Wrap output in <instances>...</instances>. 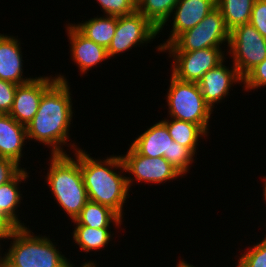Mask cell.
<instances>
[{
    "mask_svg": "<svg viewBox=\"0 0 266 267\" xmlns=\"http://www.w3.org/2000/svg\"><path fill=\"white\" fill-rule=\"evenodd\" d=\"M85 151L78 148L72 153L80 162L89 201L111 208L123 219L124 203L130 197V189L127 176L123 175L126 171L121 156L113 154L103 160L93 158Z\"/></svg>",
    "mask_w": 266,
    "mask_h": 267,
    "instance_id": "7a4b0ae2",
    "label": "cell"
},
{
    "mask_svg": "<svg viewBox=\"0 0 266 267\" xmlns=\"http://www.w3.org/2000/svg\"><path fill=\"white\" fill-rule=\"evenodd\" d=\"M173 140L166 124L160 120L132 140L131 146L143 156L164 157L170 163V149Z\"/></svg>",
    "mask_w": 266,
    "mask_h": 267,
    "instance_id": "2e32d148",
    "label": "cell"
},
{
    "mask_svg": "<svg viewBox=\"0 0 266 267\" xmlns=\"http://www.w3.org/2000/svg\"><path fill=\"white\" fill-rule=\"evenodd\" d=\"M226 58L216 67L207 71L197 82L205 102L213 110L215 105L221 103L235 84H242L243 78L239 75L237 68L232 64L227 67ZM222 100V101H221Z\"/></svg>",
    "mask_w": 266,
    "mask_h": 267,
    "instance_id": "7c38bea8",
    "label": "cell"
},
{
    "mask_svg": "<svg viewBox=\"0 0 266 267\" xmlns=\"http://www.w3.org/2000/svg\"><path fill=\"white\" fill-rule=\"evenodd\" d=\"M112 227L93 228L88 226H75L72 233L74 244L79 246L80 252L104 250L111 240L114 239ZM113 232V234H112Z\"/></svg>",
    "mask_w": 266,
    "mask_h": 267,
    "instance_id": "44dd1931",
    "label": "cell"
},
{
    "mask_svg": "<svg viewBox=\"0 0 266 267\" xmlns=\"http://www.w3.org/2000/svg\"><path fill=\"white\" fill-rule=\"evenodd\" d=\"M71 154L50 155L45 182L59 207L71 221L81 213L89 201L80 162Z\"/></svg>",
    "mask_w": 266,
    "mask_h": 267,
    "instance_id": "277c9868",
    "label": "cell"
},
{
    "mask_svg": "<svg viewBox=\"0 0 266 267\" xmlns=\"http://www.w3.org/2000/svg\"><path fill=\"white\" fill-rule=\"evenodd\" d=\"M56 80V76L39 75L28 83L18 85L9 115L26 127L37 113L42 94Z\"/></svg>",
    "mask_w": 266,
    "mask_h": 267,
    "instance_id": "8fae6325",
    "label": "cell"
},
{
    "mask_svg": "<svg viewBox=\"0 0 266 267\" xmlns=\"http://www.w3.org/2000/svg\"><path fill=\"white\" fill-rule=\"evenodd\" d=\"M228 54L243 78L266 58V39L250 23L237 26L230 31Z\"/></svg>",
    "mask_w": 266,
    "mask_h": 267,
    "instance_id": "52a82bcc",
    "label": "cell"
},
{
    "mask_svg": "<svg viewBox=\"0 0 266 267\" xmlns=\"http://www.w3.org/2000/svg\"><path fill=\"white\" fill-rule=\"evenodd\" d=\"M27 141L26 127L9 114H0V158L13 160L22 166L21 157Z\"/></svg>",
    "mask_w": 266,
    "mask_h": 267,
    "instance_id": "e0dca14e",
    "label": "cell"
},
{
    "mask_svg": "<svg viewBox=\"0 0 266 267\" xmlns=\"http://www.w3.org/2000/svg\"><path fill=\"white\" fill-rule=\"evenodd\" d=\"M159 30L141 13L136 11L131 15L118 16L117 27L112 41L107 49L109 58L122 55L132 48L146 45L153 41Z\"/></svg>",
    "mask_w": 266,
    "mask_h": 267,
    "instance_id": "9c48e42d",
    "label": "cell"
},
{
    "mask_svg": "<svg viewBox=\"0 0 266 267\" xmlns=\"http://www.w3.org/2000/svg\"><path fill=\"white\" fill-rule=\"evenodd\" d=\"M266 39V0H255L249 22Z\"/></svg>",
    "mask_w": 266,
    "mask_h": 267,
    "instance_id": "f1b7e54d",
    "label": "cell"
},
{
    "mask_svg": "<svg viewBox=\"0 0 266 267\" xmlns=\"http://www.w3.org/2000/svg\"><path fill=\"white\" fill-rule=\"evenodd\" d=\"M28 177L27 168H23L13 179L0 186V215L6 216L16 227H25L26 224L18 218L17 208L23 201L19 184L25 183Z\"/></svg>",
    "mask_w": 266,
    "mask_h": 267,
    "instance_id": "ac0fdd59",
    "label": "cell"
},
{
    "mask_svg": "<svg viewBox=\"0 0 266 267\" xmlns=\"http://www.w3.org/2000/svg\"><path fill=\"white\" fill-rule=\"evenodd\" d=\"M195 153L187 147L180 145L173 141L170 149V164L176 168L183 176L187 175L192 167V163L196 161L194 159Z\"/></svg>",
    "mask_w": 266,
    "mask_h": 267,
    "instance_id": "484cf974",
    "label": "cell"
},
{
    "mask_svg": "<svg viewBox=\"0 0 266 267\" xmlns=\"http://www.w3.org/2000/svg\"><path fill=\"white\" fill-rule=\"evenodd\" d=\"M32 232V233H31ZM4 252L3 267H74L56 244L46 235H35L25 227H17L9 238ZM68 258V259H67ZM95 261L84 262L80 267H99ZM76 267V266H75Z\"/></svg>",
    "mask_w": 266,
    "mask_h": 267,
    "instance_id": "3957f363",
    "label": "cell"
},
{
    "mask_svg": "<svg viewBox=\"0 0 266 267\" xmlns=\"http://www.w3.org/2000/svg\"><path fill=\"white\" fill-rule=\"evenodd\" d=\"M255 0H216V7L220 10L227 28L248 24L251 19Z\"/></svg>",
    "mask_w": 266,
    "mask_h": 267,
    "instance_id": "cb8c5ba5",
    "label": "cell"
},
{
    "mask_svg": "<svg viewBox=\"0 0 266 267\" xmlns=\"http://www.w3.org/2000/svg\"><path fill=\"white\" fill-rule=\"evenodd\" d=\"M22 169L13 160L0 158V186L13 179Z\"/></svg>",
    "mask_w": 266,
    "mask_h": 267,
    "instance_id": "4dcf8cb0",
    "label": "cell"
},
{
    "mask_svg": "<svg viewBox=\"0 0 266 267\" xmlns=\"http://www.w3.org/2000/svg\"><path fill=\"white\" fill-rule=\"evenodd\" d=\"M15 37L0 33V79L22 85L34 77H25L23 74L21 41L18 36Z\"/></svg>",
    "mask_w": 266,
    "mask_h": 267,
    "instance_id": "9a60e30c",
    "label": "cell"
},
{
    "mask_svg": "<svg viewBox=\"0 0 266 267\" xmlns=\"http://www.w3.org/2000/svg\"><path fill=\"white\" fill-rule=\"evenodd\" d=\"M170 77L166 95L167 117L197 124L208 134L209 120L214 110L205 102L198 83Z\"/></svg>",
    "mask_w": 266,
    "mask_h": 267,
    "instance_id": "5b68a950",
    "label": "cell"
},
{
    "mask_svg": "<svg viewBox=\"0 0 266 267\" xmlns=\"http://www.w3.org/2000/svg\"><path fill=\"white\" fill-rule=\"evenodd\" d=\"M55 76L57 80L42 94L37 113L26 126L28 142L33 139L47 146L51 155L67 154L63 146L73 152L81 148L69 137L74 107L68 79L62 73Z\"/></svg>",
    "mask_w": 266,
    "mask_h": 267,
    "instance_id": "6da1fadb",
    "label": "cell"
},
{
    "mask_svg": "<svg viewBox=\"0 0 266 267\" xmlns=\"http://www.w3.org/2000/svg\"><path fill=\"white\" fill-rule=\"evenodd\" d=\"M17 84L0 79V114H9L14 101Z\"/></svg>",
    "mask_w": 266,
    "mask_h": 267,
    "instance_id": "f546056e",
    "label": "cell"
},
{
    "mask_svg": "<svg viewBox=\"0 0 266 267\" xmlns=\"http://www.w3.org/2000/svg\"><path fill=\"white\" fill-rule=\"evenodd\" d=\"M126 154H121L127 175L129 189L133 186L134 181L141 183L158 184L169 182L177 178H183V175L176 170L164 157L151 158L140 155L131 145ZM131 175V176H130ZM135 178H133V177Z\"/></svg>",
    "mask_w": 266,
    "mask_h": 267,
    "instance_id": "ba28073f",
    "label": "cell"
},
{
    "mask_svg": "<svg viewBox=\"0 0 266 267\" xmlns=\"http://www.w3.org/2000/svg\"><path fill=\"white\" fill-rule=\"evenodd\" d=\"M238 257V267H266V240L262 238L259 243L248 246Z\"/></svg>",
    "mask_w": 266,
    "mask_h": 267,
    "instance_id": "d4e9b609",
    "label": "cell"
},
{
    "mask_svg": "<svg viewBox=\"0 0 266 267\" xmlns=\"http://www.w3.org/2000/svg\"><path fill=\"white\" fill-rule=\"evenodd\" d=\"M72 25L86 38L108 49L117 27V16L97 15Z\"/></svg>",
    "mask_w": 266,
    "mask_h": 267,
    "instance_id": "d6986e66",
    "label": "cell"
},
{
    "mask_svg": "<svg viewBox=\"0 0 266 267\" xmlns=\"http://www.w3.org/2000/svg\"><path fill=\"white\" fill-rule=\"evenodd\" d=\"M103 15L126 16L137 11V0H96Z\"/></svg>",
    "mask_w": 266,
    "mask_h": 267,
    "instance_id": "4316f807",
    "label": "cell"
},
{
    "mask_svg": "<svg viewBox=\"0 0 266 267\" xmlns=\"http://www.w3.org/2000/svg\"><path fill=\"white\" fill-rule=\"evenodd\" d=\"M170 119L165 118L162 121L166 124L172 140L190 148L197 155L200 137L205 138L208 134L197 124L174 118Z\"/></svg>",
    "mask_w": 266,
    "mask_h": 267,
    "instance_id": "7402d4cb",
    "label": "cell"
},
{
    "mask_svg": "<svg viewBox=\"0 0 266 267\" xmlns=\"http://www.w3.org/2000/svg\"><path fill=\"white\" fill-rule=\"evenodd\" d=\"M262 178H263L262 180L264 181V183H263V193H262L263 195L262 196H263V200H265V204H266V176H263Z\"/></svg>",
    "mask_w": 266,
    "mask_h": 267,
    "instance_id": "836d02e7",
    "label": "cell"
},
{
    "mask_svg": "<svg viewBox=\"0 0 266 267\" xmlns=\"http://www.w3.org/2000/svg\"><path fill=\"white\" fill-rule=\"evenodd\" d=\"M74 226H88L93 228L114 227L120 228L122 218L111 208L96 202L88 201L81 213L72 220Z\"/></svg>",
    "mask_w": 266,
    "mask_h": 267,
    "instance_id": "ffe728a7",
    "label": "cell"
},
{
    "mask_svg": "<svg viewBox=\"0 0 266 267\" xmlns=\"http://www.w3.org/2000/svg\"><path fill=\"white\" fill-rule=\"evenodd\" d=\"M17 227L4 215H0V241L7 239L9 241L10 236ZM2 244V243H0Z\"/></svg>",
    "mask_w": 266,
    "mask_h": 267,
    "instance_id": "1f68e13d",
    "label": "cell"
},
{
    "mask_svg": "<svg viewBox=\"0 0 266 267\" xmlns=\"http://www.w3.org/2000/svg\"><path fill=\"white\" fill-rule=\"evenodd\" d=\"M242 84L245 91L266 87V58L243 77Z\"/></svg>",
    "mask_w": 266,
    "mask_h": 267,
    "instance_id": "83f0119b",
    "label": "cell"
},
{
    "mask_svg": "<svg viewBox=\"0 0 266 267\" xmlns=\"http://www.w3.org/2000/svg\"><path fill=\"white\" fill-rule=\"evenodd\" d=\"M222 47H211L194 51H162L168 52L171 64V75L184 82H198L202 76L220 64L225 58Z\"/></svg>",
    "mask_w": 266,
    "mask_h": 267,
    "instance_id": "30bf717a",
    "label": "cell"
},
{
    "mask_svg": "<svg viewBox=\"0 0 266 267\" xmlns=\"http://www.w3.org/2000/svg\"><path fill=\"white\" fill-rule=\"evenodd\" d=\"M1 246H3L2 244H0V267H3V263H4V254L2 255V249Z\"/></svg>",
    "mask_w": 266,
    "mask_h": 267,
    "instance_id": "e575fe53",
    "label": "cell"
},
{
    "mask_svg": "<svg viewBox=\"0 0 266 267\" xmlns=\"http://www.w3.org/2000/svg\"><path fill=\"white\" fill-rule=\"evenodd\" d=\"M179 0H137V11L162 32Z\"/></svg>",
    "mask_w": 266,
    "mask_h": 267,
    "instance_id": "603a6c76",
    "label": "cell"
},
{
    "mask_svg": "<svg viewBox=\"0 0 266 267\" xmlns=\"http://www.w3.org/2000/svg\"><path fill=\"white\" fill-rule=\"evenodd\" d=\"M65 28L70 42L71 60L76 63L80 75H85L91 68H95V65L97 67L100 63H105L110 59L106 48L86 38L72 23L65 25Z\"/></svg>",
    "mask_w": 266,
    "mask_h": 267,
    "instance_id": "5bb4252c",
    "label": "cell"
},
{
    "mask_svg": "<svg viewBox=\"0 0 266 267\" xmlns=\"http://www.w3.org/2000/svg\"><path fill=\"white\" fill-rule=\"evenodd\" d=\"M230 30L220 10L215 7L196 26L180 33L162 51H194L211 47L228 48Z\"/></svg>",
    "mask_w": 266,
    "mask_h": 267,
    "instance_id": "8992f818",
    "label": "cell"
},
{
    "mask_svg": "<svg viewBox=\"0 0 266 267\" xmlns=\"http://www.w3.org/2000/svg\"><path fill=\"white\" fill-rule=\"evenodd\" d=\"M216 7V0H179L172 12V29L169 38L159 44L157 49L169 45L180 33L196 26L211 10Z\"/></svg>",
    "mask_w": 266,
    "mask_h": 267,
    "instance_id": "4fadbf2b",
    "label": "cell"
},
{
    "mask_svg": "<svg viewBox=\"0 0 266 267\" xmlns=\"http://www.w3.org/2000/svg\"><path fill=\"white\" fill-rule=\"evenodd\" d=\"M176 267H196L193 264L188 263L187 261L180 259ZM198 267V266H197Z\"/></svg>",
    "mask_w": 266,
    "mask_h": 267,
    "instance_id": "d6a6232c",
    "label": "cell"
}]
</instances>
